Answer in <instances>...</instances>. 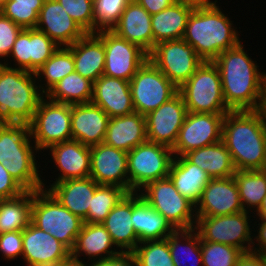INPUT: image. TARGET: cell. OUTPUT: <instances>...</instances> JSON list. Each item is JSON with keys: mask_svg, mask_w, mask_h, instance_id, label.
Instances as JSON below:
<instances>
[{"mask_svg": "<svg viewBox=\"0 0 266 266\" xmlns=\"http://www.w3.org/2000/svg\"><path fill=\"white\" fill-rule=\"evenodd\" d=\"M244 46L240 42L212 62L219 69L223 97L232 111L261 110L266 72L259 71Z\"/></svg>", "mask_w": 266, "mask_h": 266, "instance_id": "obj_1", "label": "cell"}, {"mask_svg": "<svg viewBox=\"0 0 266 266\" xmlns=\"http://www.w3.org/2000/svg\"><path fill=\"white\" fill-rule=\"evenodd\" d=\"M222 142L236 170H263L266 161V115L261 110L225 114Z\"/></svg>", "mask_w": 266, "mask_h": 266, "instance_id": "obj_2", "label": "cell"}, {"mask_svg": "<svg viewBox=\"0 0 266 266\" xmlns=\"http://www.w3.org/2000/svg\"><path fill=\"white\" fill-rule=\"evenodd\" d=\"M216 3L196 5L191 12L183 39L203 61H213L222 52L237 46L240 33Z\"/></svg>", "mask_w": 266, "mask_h": 266, "instance_id": "obj_3", "label": "cell"}, {"mask_svg": "<svg viewBox=\"0 0 266 266\" xmlns=\"http://www.w3.org/2000/svg\"><path fill=\"white\" fill-rule=\"evenodd\" d=\"M9 65V66H8ZM35 73L0 64V122L30 123L45 94Z\"/></svg>", "mask_w": 266, "mask_h": 266, "instance_id": "obj_4", "label": "cell"}, {"mask_svg": "<svg viewBox=\"0 0 266 266\" xmlns=\"http://www.w3.org/2000/svg\"><path fill=\"white\" fill-rule=\"evenodd\" d=\"M31 222L55 237L70 251L84 224L80 217L71 213L46 189L33 191Z\"/></svg>", "mask_w": 266, "mask_h": 266, "instance_id": "obj_5", "label": "cell"}, {"mask_svg": "<svg viewBox=\"0 0 266 266\" xmlns=\"http://www.w3.org/2000/svg\"><path fill=\"white\" fill-rule=\"evenodd\" d=\"M178 92L187 112L226 114L232 111L223 97L219 69L211 61H204Z\"/></svg>", "mask_w": 266, "mask_h": 266, "instance_id": "obj_6", "label": "cell"}, {"mask_svg": "<svg viewBox=\"0 0 266 266\" xmlns=\"http://www.w3.org/2000/svg\"><path fill=\"white\" fill-rule=\"evenodd\" d=\"M142 189L139 191L142 198L175 230L195 228V206L177 191L169 176L150 182Z\"/></svg>", "mask_w": 266, "mask_h": 266, "instance_id": "obj_7", "label": "cell"}, {"mask_svg": "<svg viewBox=\"0 0 266 266\" xmlns=\"http://www.w3.org/2000/svg\"><path fill=\"white\" fill-rule=\"evenodd\" d=\"M173 159L171 148L148 140L130 150L129 192H138L148 183L168 177Z\"/></svg>", "mask_w": 266, "mask_h": 266, "instance_id": "obj_8", "label": "cell"}, {"mask_svg": "<svg viewBox=\"0 0 266 266\" xmlns=\"http://www.w3.org/2000/svg\"><path fill=\"white\" fill-rule=\"evenodd\" d=\"M29 124L31 139L40 152L72 140L71 104L53 102L45 96Z\"/></svg>", "mask_w": 266, "mask_h": 266, "instance_id": "obj_9", "label": "cell"}, {"mask_svg": "<svg viewBox=\"0 0 266 266\" xmlns=\"http://www.w3.org/2000/svg\"><path fill=\"white\" fill-rule=\"evenodd\" d=\"M248 211H241L223 216H196L195 230L201 241L223 243L241 249L244 253L251 252L253 229L250 228ZM250 215V216H249Z\"/></svg>", "mask_w": 266, "mask_h": 266, "instance_id": "obj_10", "label": "cell"}, {"mask_svg": "<svg viewBox=\"0 0 266 266\" xmlns=\"http://www.w3.org/2000/svg\"><path fill=\"white\" fill-rule=\"evenodd\" d=\"M129 82L135 112L143 116L178 93V88L149 59Z\"/></svg>", "mask_w": 266, "mask_h": 266, "instance_id": "obj_11", "label": "cell"}, {"mask_svg": "<svg viewBox=\"0 0 266 266\" xmlns=\"http://www.w3.org/2000/svg\"><path fill=\"white\" fill-rule=\"evenodd\" d=\"M148 59L180 88L204 62L184 39L160 42Z\"/></svg>", "mask_w": 266, "mask_h": 266, "instance_id": "obj_12", "label": "cell"}, {"mask_svg": "<svg viewBox=\"0 0 266 266\" xmlns=\"http://www.w3.org/2000/svg\"><path fill=\"white\" fill-rule=\"evenodd\" d=\"M96 34L103 40L105 48L103 75L130 81L148 59V54L113 31H101Z\"/></svg>", "mask_w": 266, "mask_h": 266, "instance_id": "obj_13", "label": "cell"}, {"mask_svg": "<svg viewBox=\"0 0 266 266\" xmlns=\"http://www.w3.org/2000/svg\"><path fill=\"white\" fill-rule=\"evenodd\" d=\"M225 114L187 112L172 151L184 156L189 151L222 141Z\"/></svg>", "mask_w": 266, "mask_h": 266, "instance_id": "obj_14", "label": "cell"}, {"mask_svg": "<svg viewBox=\"0 0 266 266\" xmlns=\"http://www.w3.org/2000/svg\"><path fill=\"white\" fill-rule=\"evenodd\" d=\"M186 114L187 108L182 95L178 92L145 116L147 140L172 149Z\"/></svg>", "mask_w": 266, "mask_h": 266, "instance_id": "obj_15", "label": "cell"}, {"mask_svg": "<svg viewBox=\"0 0 266 266\" xmlns=\"http://www.w3.org/2000/svg\"><path fill=\"white\" fill-rule=\"evenodd\" d=\"M90 177L99 185H114L129 193L128 153L104 142L90 147Z\"/></svg>", "mask_w": 266, "mask_h": 266, "instance_id": "obj_16", "label": "cell"}, {"mask_svg": "<svg viewBox=\"0 0 266 266\" xmlns=\"http://www.w3.org/2000/svg\"><path fill=\"white\" fill-rule=\"evenodd\" d=\"M58 45L44 32L22 29L17 35L10 56L14 68L35 73L58 49Z\"/></svg>", "mask_w": 266, "mask_h": 266, "instance_id": "obj_17", "label": "cell"}, {"mask_svg": "<svg viewBox=\"0 0 266 266\" xmlns=\"http://www.w3.org/2000/svg\"><path fill=\"white\" fill-rule=\"evenodd\" d=\"M241 211L244 209L233 176L211 179L195 206L196 216H223Z\"/></svg>", "mask_w": 266, "mask_h": 266, "instance_id": "obj_18", "label": "cell"}, {"mask_svg": "<svg viewBox=\"0 0 266 266\" xmlns=\"http://www.w3.org/2000/svg\"><path fill=\"white\" fill-rule=\"evenodd\" d=\"M35 28L44 32L59 47H68L86 34L58 0H44Z\"/></svg>", "mask_w": 266, "mask_h": 266, "instance_id": "obj_19", "label": "cell"}, {"mask_svg": "<svg viewBox=\"0 0 266 266\" xmlns=\"http://www.w3.org/2000/svg\"><path fill=\"white\" fill-rule=\"evenodd\" d=\"M91 103L102 108L109 118L135 112L130 82L102 75L93 83Z\"/></svg>", "mask_w": 266, "mask_h": 266, "instance_id": "obj_20", "label": "cell"}, {"mask_svg": "<svg viewBox=\"0 0 266 266\" xmlns=\"http://www.w3.org/2000/svg\"><path fill=\"white\" fill-rule=\"evenodd\" d=\"M109 116L93 103L71 105L72 139L93 146L104 142Z\"/></svg>", "mask_w": 266, "mask_h": 266, "instance_id": "obj_21", "label": "cell"}, {"mask_svg": "<svg viewBox=\"0 0 266 266\" xmlns=\"http://www.w3.org/2000/svg\"><path fill=\"white\" fill-rule=\"evenodd\" d=\"M48 150L60 170L53 183L90 177V146L72 139L54 144Z\"/></svg>", "mask_w": 266, "mask_h": 266, "instance_id": "obj_22", "label": "cell"}, {"mask_svg": "<svg viewBox=\"0 0 266 266\" xmlns=\"http://www.w3.org/2000/svg\"><path fill=\"white\" fill-rule=\"evenodd\" d=\"M22 258L27 266L45 261L67 260L71 251L32 222L22 231Z\"/></svg>", "mask_w": 266, "mask_h": 266, "instance_id": "obj_23", "label": "cell"}, {"mask_svg": "<svg viewBox=\"0 0 266 266\" xmlns=\"http://www.w3.org/2000/svg\"><path fill=\"white\" fill-rule=\"evenodd\" d=\"M115 247L110 234L102 223H85L81 232L77 235L71 257L81 260L79 257H87L88 261L99 262L118 258L122 255ZM91 257V258H90ZM93 258V260H92Z\"/></svg>", "mask_w": 266, "mask_h": 266, "instance_id": "obj_24", "label": "cell"}, {"mask_svg": "<svg viewBox=\"0 0 266 266\" xmlns=\"http://www.w3.org/2000/svg\"><path fill=\"white\" fill-rule=\"evenodd\" d=\"M49 186L43 189L48 190L71 213L84 220L99 184L93 178L87 177L50 183Z\"/></svg>", "mask_w": 266, "mask_h": 266, "instance_id": "obj_25", "label": "cell"}, {"mask_svg": "<svg viewBox=\"0 0 266 266\" xmlns=\"http://www.w3.org/2000/svg\"><path fill=\"white\" fill-rule=\"evenodd\" d=\"M112 31L138 45L147 54L153 50L151 15L135 0L122 12L118 25Z\"/></svg>", "mask_w": 266, "mask_h": 266, "instance_id": "obj_26", "label": "cell"}, {"mask_svg": "<svg viewBox=\"0 0 266 266\" xmlns=\"http://www.w3.org/2000/svg\"><path fill=\"white\" fill-rule=\"evenodd\" d=\"M147 141L146 119L138 112L109 118L104 143L127 153Z\"/></svg>", "mask_w": 266, "mask_h": 266, "instance_id": "obj_27", "label": "cell"}, {"mask_svg": "<svg viewBox=\"0 0 266 266\" xmlns=\"http://www.w3.org/2000/svg\"><path fill=\"white\" fill-rule=\"evenodd\" d=\"M132 218V192L127 193L102 222L122 254H131L139 244Z\"/></svg>", "mask_w": 266, "mask_h": 266, "instance_id": "obj_28", "label": "cell"}, {"mask_svg": "<svg viewBox=\"0 0 266 266\" xmlns=\"http://www.w3.org/2000/svg\"><path fill=\"white\" fill-rule=\"evenodd\" d=\"M196 4L177 0L171 6L151 15L153 48L160 42L183 39L188 18Z\"/></svg>", "mask_w": 266, "mask_h": 266, "instance_id": "obj_29", "label": "cell"}, {"mask_svg": "<svg viewBox=\"0 0 266 266\" xmlns=\"http://www.w3.org/2000/svg\"><path fill=\"white\" fill-rule=\"evenodd\" d=\"M139 243L167 238L175 229L166 218L154 210L138 192H132V218Z\"/></svg>", "mask_w": 266, "mask_h": 266, "instance_id": "obj_30", "label": "cell"}, {"mask_svg": "<svg viewBox=\"0 0 266 266\" xmlns=\"http://www.w3.org/2000/svg\"><path fill=\"white\" fill-rule=\"evenodd\" d=\"M74 57L75 71L93 83L104 74L105 48L96 33H86L68 46Z\"/></svg>", "mask_w": 266, "mask_h": 266, "instance_id": "obj_31", "label": "cell"}, {"mask_svg": "<svg viewBox=\"0 0 266 266\" xmlns=\"http://www.w3.org/2000/svg\"><path fill=\"white\" fill-rule=\"evenodd\" d=\"M168 176L177 191L194 206L198 204L203 189L212 179L207 172L191 163L185 156H174Z\"/></svg>", "mask_w": 266, "mask_h": 266, "instance_id": "obj_32", "label": "cell"}, {"mask_svg": "<svg viewBox=\"0 0 266 266\" xmlns=\"http://www.w3.org/2000/svg\"><path fill=\"white\" fill-rule=\"evenodd\" d=\"M184 156L212 179L228 178L236 172L231 154L222 141L189 151Z\"/></svg>", "mask_w": 266, "mask_h": 266, "instance_id": "obj_33", "label": "cell"}, {"mask_svg": "<svg viewBox=\"0 0 266 266\" xmlns=\"http://www.w3.org/2000/svg\"><path fill=\"white\" fill-rule=\"evenodd\" d=\"M37 152L29 123L0 122V163L5 159L36 157Z\"/></svg>", "mask_w": 266, "mask_h": 266, "instance_id": "obj_34", "label": "cell"}, {"mask_svg": "<svg viewBox=\"0 0 266 266\" xmlns=\"http://www.w3.org/2000/svg\"><path fill=\"white\" fill-rule=\"evenodd\" d=\"M33 191L0 200V234L23 231L31 222Z\"/></svg>", "mask_w": 266, "mask_h": 266, "instance_id": "obj_35", "label": "cell"}, {"mask_svg": "<svg viewBox=\"0 0 266 266\" xmlns=\"http://www.w3.org/2000/svg\"><path fill=\"white\" fill-rule=\"evenodd\" d=\"M45 96L57 103L71 105L90 103L93 96V82L74 71L57 82Z\"/></svg>", "mask_w": 266, "mask_h": 266, "instance_id": "obj_36", "label": "cell"}, {"mask_svg": "<svg viewBox=\"0 0 266 266\" xmlns=\"http://www.w3.org/2000/svg\"><path fill=\"white\" fill-rule=\"evenodd\" d=\"M168 244L174 266H203L201 238L195 229L175 230L168 236Z\"/></svg>", "mask_w": 266, "mask_h": 266, "instance_id": "obj_37", "label": "cell"}, {"mask_svg": "<svg viewBox=\"0 0 266 266\" xmlns=\"http://www.w3.org/2000/svg\"><path fill=\"white\" fill-rule=\"evenodd\" d=\"M233 177L244 211L255 212L266 197V171L236 170Z\"/></svg>", "mask_w": 266, "mask_h": 266, "instance_id": "obj_38", "label": "cell"}, {"mask_svg": "<svg viewBox=\"0 0 266 266\" xmlns=\"http://www.w3.org/2000/svg\"><path fill=\"white\" fill-rule=\"evenodd\" d=\"M74 71L72 51L68 47H58L52 56L35 72L37 84L40 90L47 94L57 82ZM42 80L44 83L39 84V81L42 83Z\"/></svg>", "mask_w": 266, "mask_h": 266, "instance_id": "obj_39", "label": "cell"}, {"mask_svg": "<svg viewBox=\"0 0 266 266\" xmlns=\"http://www.w3.org/2000/svg\"><path fill=\"white\" fill-rule=\"evenodd\" d=\"M35 158L5 159L1 164L26 191H37L46 188V184L43 181L44 179H41V174L39 173V167L41 166L37 165Z\"/></svg>", "mask_w": 266, "mask_h": 266, "instance_id": "obj_40", "label": "cell"}, {"mask_svg": "<svg viewBox=\"0 0 266 266\" xmlns=\"http://www.w3.org/2000/svg\"><path fill=\"white\" fill-rule=\"evenodd\" d=\"M128 192L119 186L99 185L92 198L85 223H102Z\"/></svg>", "mask_w": 266, "mask_h": 266, "instance_id": "obj_41", "label": "cell"}, {"mask_svg": "<svg viewBox=\"0 0 266 266\" xmlns=\"http://www.w3.org/2000/svg\"><path fill=\"white\" fill-rule=\"evenodd\" d=\"M130 255L135 266H174L168 237L140 242Z\"/></svg>", "mask_w": 266, "mask_h": 266, "instance_id": "obj_42", "label": "cell"}, {"mask_svg": "<svg viewBox=\"0 0 266 266\" xmlns=\"http://www.w3.org/2000/svg\"><path fill=\"white\" fill-rule=\"evenodd\" d=\"M44 0H5L0 12L22 29L35 28Z\"/></svg>", "mask_w": 266, "mask_h": 266, "instance_id": "obj_43", "label": "cell"}, {"mask_svg": "<svg viewBox=\"0 0 266 266\" xmlns=\"http://www.w3.org/2000/svg\"><path fill=\"white\" fill-rule=\"evenodd\" d=\"M132 0H94V33L112 31L120 20L122 12Z\"/></svg>", "mask_w": 266, "mask_h": 266, "instance_id": "obj_44", "label": "cell"}, {"mask_svg": "<svg viewBox=\"0 0 266 266\" xmlns=\"http://www.w3.org/2000/svg\"><path fill=\"white\" fill-rule=\"evenodd\" d=\"M203 266H236L243 251L234 246L211 241H201Z\"/></svg>", "mask_w": 266, "mask_h": 266, "instance_id": "obj_45", "label": "cell"}, {"mask_svg": "<svg viewBox=\"0 0 266 266\" xmlns=\"http://www.w3.org/2000/svg\"><path fill=\"white\" fill-rule=\"evenodd\" d=\"M85 33H94L92 0H58Z\"/></svg>", "mask_w": 266, "mask_h": 266, "instance_id": "obj_46", "label": "cell"}, {"mask_svg": "<svg viewBox=\"0 0 266 266\" xmlns=\"http://www.w3.org/2000/svg\"><path fill=\"white\" fill-rule=\"evenodd\" d=\"M21 30L20 26L0 12V58H4V62L0 61V64L8 61L6 57H10L16 37Z\"/></svg>", "mask_w": 266, "mask_h": 266, "instance_id": "obj_47", "label": "cell"}, {"mask_svg": "<svg viewBox=\"0 0 266 266\" xmlns=\"http://www.w3.org/2000/svg\"><path fill=\"white\" fill-rule=\"evenodd\" d=\"M0 254L7 261L22 257V231H11L0 234Z\"/></svg>", "mask_w": 266, "mask_h": 266, "instance_id": "obj_48", "label": "cell"}, {"mask_svg": "<svg viewBox=\"0 0 266 266\" xmlns=\"http://www.w3.org/2000/svg\"><path fill=\"white\" fill-rule=\"evenodd\" d=\"M25 191L0 163V200L17 197Z\"/></svg>", "mask_w": 266, "mask_h": 266, "instance_id": "obj_49", "label": "cell"}, {"mask_svg": "<svg viewBox=\"0 0 266 266\" xmlns=\"http://www.w3.org/2000/svg\"><path fill=\"white\" fill-rule=\"evenodd\" d=\"M258 222H259L258 224L254 223V225H259L256 227V228H258V227L259 228L256 230L254 228L253 232L257 231L258 234L255 235V233H254V235L252 236V237H254V241L251 244L252 245L251 246V252L256 253V254H262V255L266 256V221L265 220H258ZM255 240L257 243H255Z\"/></svg>", "mask_w": 266, "mask_h": 266, "instance_id": "obj_50", "label": "cell"}, {"mask_svg": "<svg viewBox=\"0 0 266 266\" xmlns=\"http://www.w3.org/2000/svg\"><path fill=\"white\" fill-rule=\"evenodd\" d=\"M150 15L157 14L163 9L171 6L177 0H135Z\"/></svg>", "mask_w": 266, "mask_h": 266, "instance_id": "obj_51", "label": "cell"}, {"mask_svg": "<svg viewBox=\"0 0 266 266\" xmlns=\"http://www.w3.org/2000/svg\"><path fill=\"white\" fill-rule=\"evenodd\" d=\"M236 266H266V256L253 252L243 253Z\"/></svg>", "mask_w": 266, "mask_h": 266, "instance_id": "obj_52", "label": "cell"}, {"mask_svg": "<svg viewBox=\"0 0 266 266\" xmlns=\"http://www.w3.org/2000/svg\"><path fill=\"white\" fill-rule=\"evenodd\" d=\"M93 266H135V263L131 255L122 254L112 260L93 262Z\"/></svg>", "mask_w": 266, "mask_h": 266, "instance_id": "obj_53", "label": "cell"}, {"mask_svg": "<svg viewBox=\"0 0 266 266\" xmlns=\"http://www.w3.org/2000/svg\"><path fill=\"white\" fill-rule=\"evenodd\" d=\"M63 266H93V263L90 261L89 264H86V262H83V260H77L70 256L64 261Z\"/></svg>", "mask_w": 266, "mask_h": 266, "instance_id": "obj_54", "label": "cell"}, {"mask_svg": "<svg viewBox=\"0 0 266 266\" xmlns=\"http://www.w3.org/2000/svg\"><path fill=\"white\" fill-rule=\"evenodd\" d=\"M255 212L257 213L255 216L259 218L258 220L261 219L266 221V197L263 199L260 207Z\"/></svg>", "mask_w": 266, "mask_h": 266, "instance_id": "obj_55", "label": "cell"}, {"mask_svg": "<svg viewBox=\"0 0 266 266\" xmlns=\"http://www.w3.org/2000/svg\"><path fill=\"white\" fill-rule=\"evenodd\" d=\"M65 260H53V261H45L37 264H31L29 266H63Z\"/></svg>", "mask_w": 266, "mask_h": 266, "instance_id": "obj_56", "label": "cell"}, {"mask_svg": "<svg viewBox=\"0 0 266 266\" xmlns=\"http://www.w3.org/2000/svg\"><path fill=\"white\" fill-rule=\"evenodd\" d=\"M181 1H187V2H191L194 3L196 5H202V4H211V3H216L218 2L217 0L215 1H210V0H181Z\"/></svg>", "mask_w": 266, "mask_h": 266, "instance_id": "obj_57", "label": "cell"}, {"mask_svg": "<svg viewBox=\"0 0 266 266\" xmlns=\"http://www.w3.org/2000/svg\"><path fill=\"white\" fill-rule=\"evenodd\" d=\"M261 111L266 115V73H265V79H264V95H263V103H262Z\"/></svg>", "mask_w": 266, "mask_h": 266, "instance_id": "obj_58", "label": "cell"}, {"mask_svg": "<svg viewBox=\"0 0 266 266\" xmlns=\"http://www.w3.org/2000/svg\"><path fill=\"white\" fill-rule=\"evenodd\" d=\"M5 0H0V8L2 7Z\"/></svg>", "mask_w": 266, "mask_h": 266, "instance_id": "obj_59", "label": "cell"}, {"mask_svg": "<svg viewBox=\"0 0 266 266\" xmlns=\"http://www.w3.org/2000/svg\"><path fill=\"white\" fill-rule=\"evenodd\" d=\"M263 170L266 171V161H265V164H264Z\"/></svg>", "mask_w": 266, "mask_h": 266, "instance_id": "obj_60", "label": "cell"}]
</instances>
